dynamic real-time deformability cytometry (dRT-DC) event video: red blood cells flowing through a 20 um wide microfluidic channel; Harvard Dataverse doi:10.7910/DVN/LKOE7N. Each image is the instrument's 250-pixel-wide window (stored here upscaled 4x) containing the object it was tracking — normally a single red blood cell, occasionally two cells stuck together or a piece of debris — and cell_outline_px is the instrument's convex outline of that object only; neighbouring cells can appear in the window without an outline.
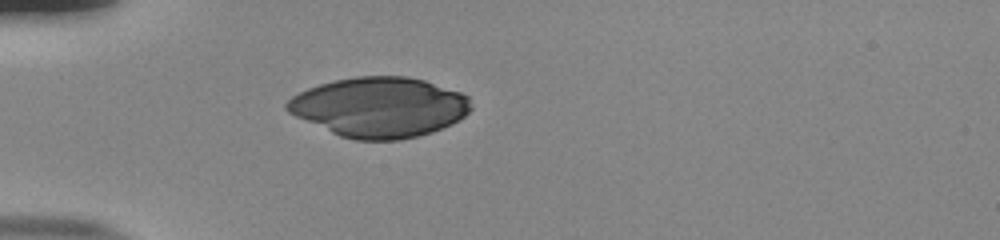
{"species": "human", "species_latin": "Homo sapiens", "temperature_condition": "room temperature", "stored_images_in_passage": 33, "camera_frame_rate_fps": 3000, "um_per_image_px": 0.085, "donor": {"sex": "male"}, "frame": {"image": 1, "passage_image": 1, "time_ms": 0.0, "image_size_px": [1000, 240], "cell_outline_px": [[472, 108], [464, 116], [452, 124], [432, 132], [400, 140], [356, 140], [340, 136], [296, 116], [288, 112], [284, 108], [284, 104], [292, 96], [308, 88], [320, 84], [336, 80], [356, 76], [408, 76], [424, 80], [460, 92], [468, 96]], "centroid_in_image_um": [32.26, 9.1], "position_along_channel_um": 52.7, "area_um2": 64.16}}